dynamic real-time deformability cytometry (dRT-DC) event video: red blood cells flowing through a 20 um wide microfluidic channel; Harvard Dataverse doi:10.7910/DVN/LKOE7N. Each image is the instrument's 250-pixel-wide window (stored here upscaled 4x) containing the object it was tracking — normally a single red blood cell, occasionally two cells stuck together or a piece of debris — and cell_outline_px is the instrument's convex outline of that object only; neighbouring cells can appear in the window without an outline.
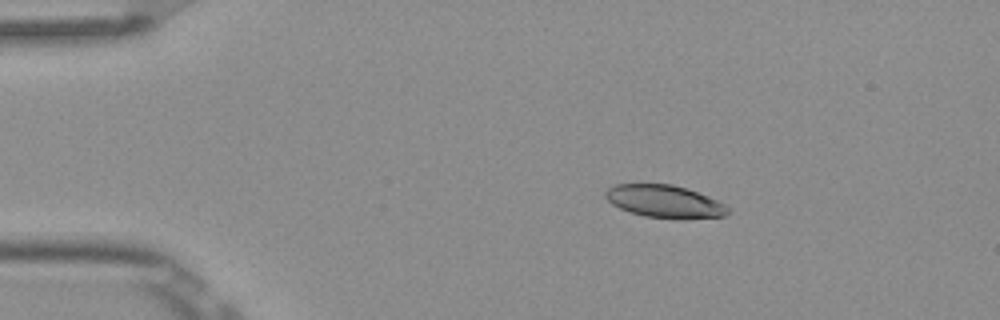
{"species": "Egyptian fruit bat (a non-hibernating species)", "species_latin": "Rousettus aegyptiacus", "temperature_condition": "room temperature", "stored_images_in_passage": 9, "camera_frame_rate_fps": 3000, "um_per_image_px": 0.085, "frame": {"image": 1, "passage_image": 2, "time_ms": 0.333, "image_size_px": [1000, 320], "cell_outline_px": [[728, 216], [680, 220], [644, 216], [620, 208], [612, 204], [604, 196], [604, 192], [608, 188], [616, 184], [672, 184], [708, 196], [724, 204], [728, 208]], "centroid_in_image_um": [56.5, 17.14], "position_along_channel_um": 28.5, "area_um2": 23.35}}
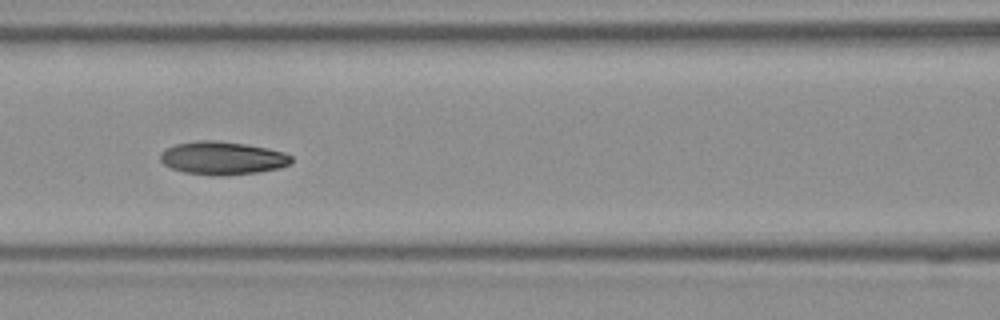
{"frame": {"image": 2, "passage_image": 6, "time_ms": 1.667, "image_size_px": [1000, 320], "cell_outline_px": [[292, 164], [280, 168], [256, 172], [220, 176], [212, 176], [184, 172], [172, 168], [164, 164], [160, 160], [160, 152], [164, 148], [176, 144], [196, 140], [216, 140], [244, 144], [268, 148], [284, 152], [292, 156]], "centroid_in_image_um": [18.9, 13.43], "position_along_channel_um": 147.7, "area_um2": 25.49}}
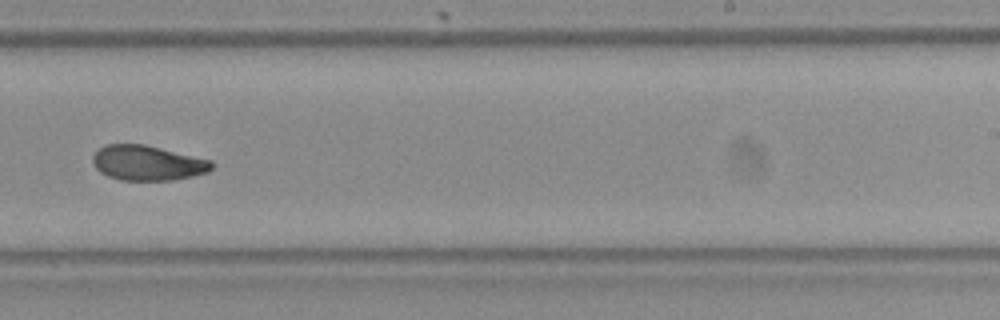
{"frame": {"image": 3, "passage_image": 9, "time_ms": 2.667, "image_size_px": [1000, 320], "cell_outline_px": [[216, 164], [208, 172], [192, 176], [172, 180], [120, 180], [108, 176], [100, 172], [92, 164], [92, 156], [104, 144], [144, 144], [212, 160]], "centroid_in_image_um": [12.54, 13.85], "position_along_channel_um": 276.5, "area_um2": 24.39}}